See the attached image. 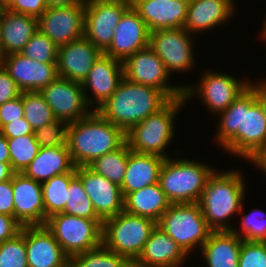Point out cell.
<instances>
[{
	"label": "cell",
	"mask_w": 266,
	"mask_h": 267,
	"mask_svg": "<svg viewBox=\"0 0 266 267\" xmlns=\"http://www.w3.org/2000/svg\"><path fill=\"white\" fill-rule=\"evenodd\" d=\"M219 114L216 137L224 149L247 160L254 153L266 150V118L250 86Z\"/></svg>",
	"instance_id": "6da1fadb"
},
{
	"label": "cell",
	"mask_w": 266,
	"mask_h": 267,
	"mask_svg": "<svg viewBox=\"0 0 266 267\" xmlns=\"http://www.w3.org/2000/svg\"><path fill=\"white\" fill-rule=\"evenodd\" d=\"M169 101L161 90L130 82L124 77L116 91L96 111L127 132L149 115L157 113Z\"/></svg>",
	"instance_id": "7a4b0ae2"
},
{
	"label": "cell",
	"mask_w": 266,
	"mask_h": 267,
	"mask_svg": "<svg viewBox=\"0 0 266 267\" xmlns=\"http://www.w3.org/2000/svg\"><path fill=\"white\" fill-rule=\"evenodd\" d=\"M125 143L126 132L96 110L68 125L67 145L75 167L87 166L94 159L121 148Z\"/></svg>",
	"instance_id": "3957f363"
},
{
	"label": "cell",
	"mask_w": 266,
	"mask_h": 267,
	"mask_svg": "<svg viewBox=\"0 0 266 267\" xmlns=\"http://www.w3.org/2000/svg\"><path fill=\"white\" fill-rule=\"evenodd\" d=\"M237 170L214 172L207 179L198 204L212 231H231L228 218L235 212L243 213L244 183ZM226 220V221H225Z\"/></svg>",
	"instance_id": "277c9868"
},
{
	"label": "cell",
	"mask_w": 266,
	"mask_h": 267,
	"mask_svg": "<svg viewBox=\"0 0 266 267\" xmlns=\"http://www.w3.org/2000/svg\"><path fill=\"white\" fill-rule=\"evenodd\" d=\"M214 172L204 163L175 159L164 160L159 184L168 201L172 203H198L207 179Z\"/></svg>",
	"instance_id": "5b68a950"
},
{
	"label": "cell",
	"mask_w": 266,
	"mask_h": 267,
	"mask_svg": "<svg viewBox=\"0 0 266 267\" xmlns=\"http://www.w3.org/2000/svg\"><path fill=\"white\" fill-rule=\"evenodd\" d=\"M185 102L184 96L172 99L157 113L132 126L126 132V143L130 150L169 158L164 149L174 135L173 119Z\"/></svg>",
	"instance_id": "8992f818"
},
{
	"label": "cell",
	"mask_w": 266,
	"mask_h": 267,
	"mask_svg": "<svg viewBox=\"0 0 266 267\" xmlns=\"http://www.w3.org/2000/svg\"><path fill=\"white\" fill-rule=\"evenodd\" d=\"M156 226L149 218L122 211L103 222L102 243L134 263Z\"/></svg>",
	"instance_id": "52a82bcc"
},
{
	"label": "cell",
	"mask_w": 266,
	"mask_h": 267,
	"mask_svg": "<svg viewBox=\"0 0 266 267\" xmlns=\"http://www.w3.org/2000/svg\"><path fill=\"white\" fill-rule=\"evenodd\" d=\"M188 255L194 247H202L212 230L198 203H172L157 222ZM199 245V246H198Z\"/></svg>",
	"instance_id": "ba28073f"
},
{
	"label": "cell",
	"mask_w": 266,
	"mask_h": 267,
	"mask_svg": "<svg viewBox=\"0 0 266 267\" xmlns=\"http://www.w3.org/2000/svg\"><path fill=\"white\" fill-rule=\"evenodd\" d=\"M45 226L53 233L70 259L102 244L101 219H87L59 213L49 217Z\"/></svg>",
	"instance_id": "9c48e42d"
},
{
	"label": "cell",
	"mask_w": 266,
	"mask_h": 267,
	"mask_svg": "<svg viewBox=\"0 0 266 267\" xmlns=\"http://www.w3.org/2000/svg\"><path fill=\"white\" fill-rule=\"evenodd\" d=\"M40 93L56 119L68 123L80 120L88 116L92 111H88V106L94 104L88 95L84 94L81 82L57 77L54 81L43 88Z\"/></svg>",
	"instance_id": "30bf717a"
},
{
	"label": "cell",
	"mask_w": 266,
	"mask_h": 267,
	"mask_svg": "<svg viewBox=\"0 0 266 267\" xmlns=\"http://www.w3.org/2000/svg\"><path fill=\"white\" fill-rule=\"evenodd\" d=\"M129 7L120 0H85L84 36L104 53L112 43L114 29Z\"/></svg>",
	"instance_id": "8fae6325"
},
{
	"label": "cell",
	"mask_w": 266,
	"mask_h": 267,
	"mask_svg": "<svg viewBox=\"0 0 266 267\" xmlns=\"http://www.w3.org/2000/svg\"><path fill=\"white\" fill-rule=\"evenodd\" d=\"M124 77L133 83L161 90L170 100L183 96V88L167 84L169 73L150 46L137 51L123 62Z\"/></svg>",
	"instance_id": "7c38bea8"
},
{
	"label": "cell",
	"mask_w": 266,
	"mask_h": 267,
	"mask_svg": "<svg viewBox=\"0 0 266 267\" xmlns=\"http://www.w3.org/2000/svg\"><path fill=\"white\" fill-rule=\"evenodd\" d=\"M85 2L46 8L38 18V29L58 47L84 37Z\"/></svg>",
	"instance_id": "4fadbf2b"
},
{
	"label": "cell",
	"mask_w": 266,
	"mask_h": 267,
	"mask_svg": "<svg viewBox=\"0 0 266 267\" xmlns=\"http://www.w3.org/2000/svg\"><path fill=\"white\" fill-rule=\"evenodd\" d=\"M206 72L197 89L193 86H184L183 96L185 100H189L194 94H198L206 107L208 106L207 108L214 114L226 110L250 84L249 82L238 81L225 73Z\"/></svg>",
	"instance_id": "5bb4252c"
},
{
	"label": "cell",
	"mask_w": 266,
	"mask_h": 267,
	"mask_svg": "<svg viewBox=\"0 0 266 267\" xmlns=\"http://www.w3.org/2000/svg\"><path fill=\"white\" fill-rule=\"evenodd\" d=\"M184 28L159 29L150 32L149 46L164 63L166 71H185L194 64L192 39Z\"/></svg>",
	"instance_id": "9a60e30c"
},
{
	"label": "cell",
	"mask_w": 266,
	"mask_h": 267,
	"mask_svg": "<svg viewBox=\"0 0 266 267\" xmlns=\"http://www.w3.org/2000/svg\"><path fill=\"white\" fill-rule=\"evenodd\" d=\"M76 175L81 179L96 215L103 222L124 211V196L119 185L94 173L87 166L76 167Z\"/></svg>",
	"instance_id": "2e32d148"
},
{
	"label": "cell",
	"mask_w": 266,
	"mask_h": 267,
	"mask_svg": "<svg viewBox=\"0 0 266 267\" xmlns=\"http://www.w3.org/2000/svg\"><path fill=\"white\" fill-rule=\"evenodd\" d=\"M150 31L139 13L130 6L114 29L112 43L104 52L124 62L132 54L149 46Z\"/></svg>",
	"instance_id": "e0dca14e"
},
{
	"label": "cell",
	"mask_w": 266,
	"mask_h": 267,
	"mask_svg": "<svg viewBox=\"0 0 266 267\" xmlns=\"http://www.w3.org/2000/svg\"><path fill=\"white\" fill-rule=\"evenodd\" d=\"M0 64L22 92H40L58 77L57 63H41L21 53L3 56Z\"/></svg>",
	"instance_id": "ac0fdd59"
},
{
	"label": "cell",
	"mask_w": 266,
	"mask_h": 267,
	"mask_svg": "<svg viewBox=\"0 0 266 267\" xmlns=\"http://www.w3.org/2000/svg\"><path fill=\"white\" fill-rule=\"evenodd\" d=\"M14 218L22 226L45 225L41 183L24 173L12 177Z\"/></svg>",
	"instance_id": "d6986e66"
},
{
	"label": "cell",
	"mask_w": 266,
	"mask_h": 267,
	"mask_svg": "<svg viewBox=\"0 0 266 267\" xmlns=\"http://www.w3.org/2000/svg\"><path fill=\"white\" fill-rule=\"evenodd\" d=\"M28 267H65L71 260L45 225L25 226Z\"/></svg>",
	"instance_id": "ffe728a7"
},
{
	"label": "cell",
	"mask_w": 266,
	"mask_h": 267,
	"mask_svg": "<svg viewBox=\"0 0 266 267\" xmlns=\"http://www.w3.org/2000/svg\"><path fill=\"white\" fill-rule=\"evenodd\" d=\"M101 54L85 36L60 46L57 60L58 77L82 83Z\"/></svg>",
	"instance_id": "44dd1931"
},
{
	"label": "cell",
	"mask_w": 266,
	"mask_h": 267,
	"mask_svg": "<svg viewBox=\"0 0 266 267\" xmlns=\"http://www.w3.org/2000/svg\"><path fill=\"white\" fill-rule=\"evenodd\" d=\"M188 0H139L132 6L149 31L183 28L187 19Z\"/></svg>",
	"instance_id": "7402d4cb"
},
{
	"label": "cell",
	"mask_w": 266,
	"mask_h": 267,
	"mask_svg": "<svg viewBox=\"0 0 266 267\" xmlns=\"http://www.w3.org/2000/svg\"><path fill=\"white\" fill-rule=\"evenodd\" d=\"M37 30V18L0 8V49L2 57L21 53Z\"/></svg>",
	"instance_id": "603a6c76"
},
{
	"label": "cell",
	"mask_w": 266,
	"mask_h": 267,
	"mask_svg": "<svg viewBox=\"0 0 266 267\" xmlns=\"http://www.w3.org/2000/svg\"><path fill=\"white\" fill-rule=\"evenodd\" d=\"M123 78V62L102 53L88 72L85 80L82 82L84 94L88 87L91 88L90 90L94 94V103L97 105L94 107L95 110L116 91Z\"/></svg>",
	"instance_id": "cb8c5ba5"
},
{
	"label": "cell",
	"mask_w": 266,
	"mask_h": 267,
	"mask_svg": "<svg viewBox=\"0 0 266 267\" xmlns=\"http://www.w3.org/2000/svg\"><path fill=\"white\" fill-rule=\"evenodd\" d=\"M186 256L182 248L156 226L133 264L138 267H178Z\"/></svg>",
	"instance_id": "d4e9b609"
},
{
	"label": "cell",
	"mask_w": 266,
	"mask_h": 267,
	"mask_svg": "<svg viewBox=\"0 0 266 267\" xmlns=\"http://www.w3.org/2000/svg\"><path fill=\"white\" fill-rule=\"evenodd\" d=\"M164 158L130 151L122 185L124 198L134 191L159 182Z\"/></svg>",
	"instance_id": "484cf974"
},
{
	"label": "cell",
	"mask_w": 266,
	"mask_h": 267,
	"mask_svg": "<svg viewBox=\"0 0 266 267\" xmlns=\"http://www.w3.org/2000/svg\"><path fill=\"white\" fill-rule=\"evenodd\" d=\"M233 5L232 0H190L183 28L190 34L214 28L229 20L234 10Z\"/></svg>",
	"instance_id": "4316f807"
},
{
	"label": "cell",
	"mask_w": 266,
	"mask_h": 267,
	"mask_svg": "<svg viewBox=\"0 0 266 267\" xmlns=\"http://www.w3.org/2000/svg\"><path fill=\"white\" fill-rule=\"evenodd\" d=\"M238 234L234 229L210 233L201 247L208 267H238L243 241Z\"/></svg>",
	"instance_id": "83f0119b"
},
{
	"label": "cell",
	"mask_w": 266,
	"mask_h": 267,
	"mask_svg": "<svg viewBox=\"0 0 266 267\" xmlns=\"http://www.w3.org/2000/svg\"><path fill=\"white\" fill-rule=\"evenodd\" d=\"M74 167L66 144L65 146L41 147L35 159L23 173L42 183L55 175L70 172Z\"/></svg>",
	"instance_id": "f1b7e54d"
},
{
	"label": "cell",
	"mask_w": 266,
	"mask_h": 267,
	"mask_svg": "<svg viewBox=\"0 0 266 267\" xmlns=\"http://www.w3.org/2000/svg\"><path fill=\"white\" fill-rule=\"evenodd\" d=\"M170 204L158 182L129 193L124 198V211L157 223Z\"/></svg>",
	"instance_id": "f546056e"
},
{
	"label": "cell",
	"mask_w": 266,
	"mask_h": 267,
	"mask_svg": "<svg viewBox=\"0 0 266 267\" xmlns=\"http://www.w3.org/2000/svg\"><path fill=\"white\" fill-rule=\"evenodd\" d=\"M76 176V167L70 172L55 175L41 183L45 207V224L49 217L63 213L70 181Z\"/></svg>",
	"instance_id": "4dcf8cb0"
},
{
	"label": "cell",
	"mask_w": 266,
	"mask_h": 267,
	"mask_svg": "<svg viewBox=\"0 0 266 267\" xmlns=\"http://www.w3.org/2000/svg\"><path fill=\"white\" fill-rule=\"evenodd\" d=\"M130 151L128 144L125 143L121 148L94 159L87 167L94 173L104 176L121 186L125 177Z\"/></svg>",
	"instance_id": "1f68e13d"
},
{
	"label": "cell",
	"mask_w": 266,
	"mask_h": 267,
	"mask_svg": "<svg viewBox=\"0 0 266 267\" xmlns=\"http://www.w3.org/2000/svg\"><path fill=\"white\" fill-rule=\"evenodd\" d=\"M10 153V164L15 173H23L37 156L40 145L34 134L21 137L7 138Z\"/></svg>",
	"instance_id": "d6a6232c"
},
{
	"label": "cell",
	"mask_w": 266,
	"mask_h": 267,
	"mask_svg": "<svg viewBox=\"0 0 266 267\" xmlns=\"http://www.w3.org/2000/svg\"><path fill=\"white\" fill-rule=\"evenodd\" d=\"M22 103L24 118L28 121L33 130L56 120L52 109L40 92L23 91Z\"/></svg>",
	"instance_id": "836d02e7"
},
{
	"label": "cell",
	"mask_w": 266,
	"mask_h": 267,
	"mask_svg": "<svg viewBox=\"0 0 266 267\" xmlns=\"http://www.w3.org/2000/svg\"><path fill=\"white\" fill-rule=\"evenodd\" d=\"M78 267H130L131 262L103 243L95 249L78 254L71 259Z\"/></svg>",
	"instance_id": "e575fe53"
},
{
	"label": "cell",
	"mask_w": 266,
	"mask_h": 267,
	"mask_svg": "<svg viewBox=\"0 0 266 267\" xmlns=\"http://www.w3.org/2000/svg\"><path fill=\"white\" fill-rule=\"evenodd\" d=\"M66 200L63 213L87 219H100L77 175L70 181Z\"/></svg>",
	"instance_id": "d590c367"
},
{
	"label": "cell",
	"mask_w": 266,
	"mask_h": 267,
	"mask_svg": "<svg viewBox=\"0 0 266 267\" xmlns=\"http://www.w3.org/2000/svg\"><path fill=\"white\" fill-rule=\"evenodd\" d=\"M0 267H28L25 226L14 238L0 243Z\"/></svg>",
	"instance_id": "8d00e7d4"
},
{
	"label": "cell",
	"mask_w": 266,
	"mask_h": 267,
	"mask_svg": "<svg viewBox=\"0 0 266 267\" xmlns=\"http://www.w3.org/2000/svg\"><path fill=\"white\" fill-rule=\"evenodd\" d=\"M58 50L59 47L38 29L21 54L41 63H57Z\"/></svg>",
	"instance_id": "74e56055"
},
{
	"label": "cell",
	"mask_w": 266,
	"mask_h": 267,
	"mask_svg": "<svg viewBox=\"0 0 266 267\" xmlns=\"http://www.w3.org/2000/svg\"><path fill=\"white\" fill-rule=\"evenodd\" d=\"M69 123L56 119L34 130V138L40 147L65 146L67 144Z\"/></svg>",
	"instance_id": "f35d334b"
},
{
	"label": "cell",
	"mask_w": 266,
	"mask_h": 267,
	"mask_svg": "<svg viewBox=\"0 0 266 267\" xmlns=\"http://www.w3.org/2000/svg\"><path fill=\"white\" fill-rule=\"evenodd\" d=\"M258 214H260V218L258 217ZM264 214L266 215L261 209H256L249 215L243 216L241 221L242 232H240L241 235L238 234V236L245 241L266 242V218Z\"/></svg>",
	"instance_id": "ab89813d"
},
{
	"label": "cell",
	"mask_w": 266,
	"mask_h": 267,
	"mask_svg": "<svg viewBox=\"0 0 266 267\" xmlns=\"http://www.w3.org/2000/svg\"><path fill=\"white\" fill-rule=\"evenodd\" d=\"M238 267H266V242L243 240Z\"/></svg>",
	"instance_id": "60d3db41"
},
{
	"label": "cell",
	"mask_w": 266,
	"mask_h": 267,
	"mask_svg": "<svg viewBox=\"0 0 266 267\" xmlns=\"http://www.w3.org/2000/svg\"><path fill=\"white\" fill-rule=\"evenodd\" d=\"M45 0H12L6 7L9 11L39 18L46 10Z\"/></svg>",
	"instance_id": "b9f144b4"
},
{
	"label": "cell",
	"mask_w": 266,
	"mask_h": 267,
	"mask_svg": "<svg viewBox=\"0 0 266 267\" xmlns=\"http://www.w3.org/2000/svg\"><path fill=\"white\" fill-rule=\"evenodd\" d=\"M24 117V108L22 103V92L17 98L7 101L0 105V128L15 120Z\"/></svg>",
	"instance_id": "7bdbcfd3"
},
{
	"label": "cell",
	"mask_w": 266,
	"mask_h": 267,
	"mask_svg": "<svg viewBox=\"0 0 266 267\" xmlns=\"http://www.w3.org/2000/svg\"><path fill=\"white\" fill-rule=\"evenodd\" d=\"M21 92L14 79L0 64V105L17 98Z\"/></svg>",
	"instance_id": "ee69618b"
},
{
	"label": "cell",
	"mask_w": 266,
	"mask_h": 267,
	"mask_svg": "<svg viewBox=\"0 0 266 267\" xmlns=\"http://www.w3.org/2000/svg\"><path fill=\"white\" fill-rule=\"evenodd\" d=\"M33 132L34 130L24 117L5 124L0 128V133L6 138L21 137L27 134H33Z\"/></svg>",
	"instance_id": "f6af8a7d"
},
{
	"label": "cell",
	"mask_w": 266,
	"mask_h": 267,
	"mask_svg": "<svg viewBox=\"0 0 266 267\" xmlns=\"http://www.w3.org/2000/svg\"><path fill=\"white\" fill-rule=\"evenodd\" d=\"M0 213L14 217L12 178L0 183Z\"/></svg>",
	"instance_id": "bcb514c9"
},
{
	"label": "cell",
	"mask_w": 266,
	"mask_h": 267,
	"mask_svg": "<svg viewBox=\"0 0 266 267\" xmlns=\"http://www.w3.org/2000/svg\"><path fill=\"white\" fill-rule=\"evenodd\" d=\"M22 225L12 216L0 213V243L14 238Z\"/></svg>",
	"instance_id": "7dc6e473"
},
{
	"label": "cell",
	"mask_w": 266,
	"mask_h": 267,
	"mask_svg": "<svg viewBox=\"0 0 266 267\" xmlns=\"http://www.w3.org/2000/svg\"><path fill=\"white\" fill-rule=\"evenodd\" d=\"M256 85H252L251 82L249 84V86L255 91L257 100L262 105L264 116L266 118V81L259 82Z\"/></svg>",
	"instance_id": "c3c4849f"
},
{
	"label": "cell",
	"mask_w": 266,
	"mask_h": 267,
	"mask_svg": "<svg viewBox=\"0 0 266 267\" xmlns=\"http://www.w3.org/2000/svg\"><path fill=\"white\" fill-rule=\"evenodd\" d=\"M248 160L255 163L256 167L263 169L266 173V150H261L254 153ZM266 175V174H265Z\"/></svg>",
	"instance_id": "681fc988"
},
{
	"label": "cell",
	"mask_w": 266,
	"mask_h": 267,
	"mask_svg": "<svg viewBox=\"0 0 266 267\" xmlns=\"http://www.w3.org/2000/svg\"><path fill=\"white\" fill-rule=\"evenodd\" d=\"M0 162L10 163V153L7 138L0 133Z\"/></svg>",
	"instance_id": "f907efd6"
},
{
	"label": "cell",
	"mask_w": 266,
	"mask_h": 267,
	"mask_svg": "<svg viewBox=\"0 0 266 267\" xmlns=\"http://www.w3.org/2000/svg\"><path fill=\"white\" fill-rule=\"evenodd\" d=\"M14 173L10 163L0 162V183L10 180Z\"/></svg>",
	"instance_id": "816d5d0a"
},
{
	"label": "cell",
	"mask_w": 266,
	"mask_h": 267,
	"mask_svg": "<svg viewBox=\"0 0 266 267\" xmlns=\"http://www.w3.org/2000/svg\"><path fill=\"white\" fill-rule=\"evenodd\" d=\"M47 8L52 7H65L80 2H85V0H45Z\"/></svg>",
	"instance_id": "f5cc1de1"
},
{
	"label": "cell",
	"mask_w": 266,
	"mask_h": 267,
	"mask_svg": "<svg viewBox=\"0 0 266 267\" xmlns=\"http://www.w3.org/2000/svg\"><path fill=\"white\" fill-rule=\"evenodd\" d=\"M12 0H0V8H6Z\"/></svg>",
	"instance_id": "db71d44e"
},
{
	"label": "cell",
	"mask_w": 266,
	"mask_h": 267,
	"mask_svg": "<svg viewBox=\"0 0 266 267\" xmlns=\"http://www.w3.org/2000/svg\"><path fill=\"white\" fill-rule=\"evenodd\" d=\"M121 2L128 4L129 6H134L139 0H120Z\"/></svg>",
	"instance_id": "11a10c76"
},
{
	"label": "cell",
	"mask_w": 266,
	"mask_h": 267,
	"mask_svg": "<svg viewBox=\"0 0 266 267\" xmlns=\"http://www.w3.org/2000/svg\"><path fill=\"white\" fill-rule=\"evenodd\" d=\"M65 267H78L72 260H70Z\"/></svg>",
	"instance_id": "9f6ffc18"
},
{
	"label": "cell",
	"mask_w": 266,
	"mask_h": 267,
	"mask_svg": "<svg viewBox=\"0 0 266 267\" xmlns=\"http://www.w3.org/2000/svg\"><path fill=\"white\" fill-rule=\"evenodd\" d=\"M263 38L266 39V21H265V26H264V29H263Z\"/></svg>",
	"instance_id": "6f0895ef"
},
{
	"label": "cell",
	"mask_w": 266,
	"mask_h": 267,
	"mask_svg": "<svg viewBox=\"0 0 266 267\" xmlns=\"http://www.w3.org/2000/svg\"><path fill=\"white\" fill-rule=\"evenodd\" d=\"M1 59H2V52H1V49H0V62H1Z\"/></svg>",
	"instance_id": "680465c9"
},
{
	"label": "cell",
	"mask_w": 266,
	"mask_h": 267,
	"mask_svg": "<svg viewBox=\"0 0 266 267\" xmlns=\"http://www.w3.org/2000/svg\"><path fill=\"white\" fill-rule=\"evenodd\" d=\"M130 267H138V266L132 263Z\"/></svg>",
	"instance_id": "91938a15"
}]
</instances>
